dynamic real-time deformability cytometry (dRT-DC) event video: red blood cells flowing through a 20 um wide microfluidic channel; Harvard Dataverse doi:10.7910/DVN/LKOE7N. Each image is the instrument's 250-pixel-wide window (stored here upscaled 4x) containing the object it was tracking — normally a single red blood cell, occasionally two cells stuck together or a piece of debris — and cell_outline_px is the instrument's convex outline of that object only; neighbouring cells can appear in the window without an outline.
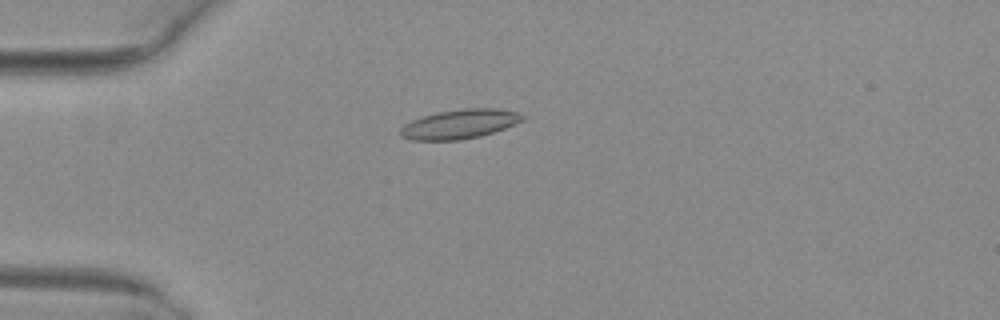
{"species": "common noctule bat (a hibernating species)", "species_latin": "Nyctalus noctula", "temperature_condition": "warm", "stored_images_in_passage": 4, "camera_frame_rate_fps": 3000, "um_per_image_px": 0.085, "animal": {"sex": "female", "body_mass_g": 29.2, "forearm_length_mm": 56.3}, "frame": {"image": 1, "passage_image": 2, "time_ms": 0.333, "image_size_px": [1000, 320], "cell_outline_px": [[524, 120], [504, 128], [480, 136], [460, 140], [412, 140], [400, 136], [400, 128], [404, 124], [412, 120], [436, 112], [464, 108], [496, 108], [516, 112], [524, 116]], "centroid_in_image_um": [39.04, 10.54], "position_along_channel_um": 46.0, "area_um2": 20.75}}
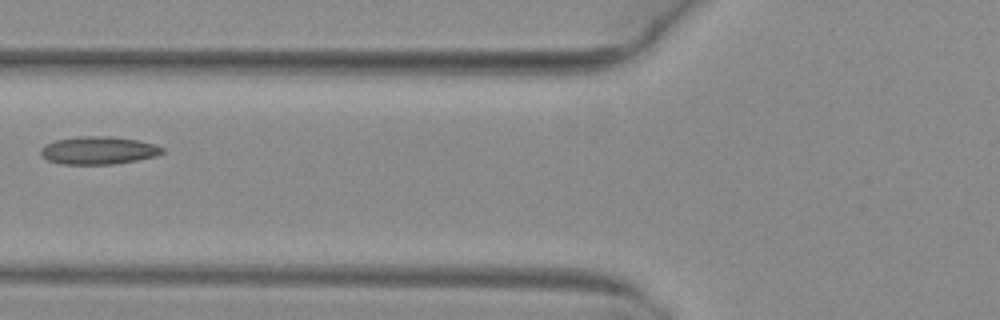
{"frame": {"image": 2, "passage_image": 4, "time_ms": 1.0, "image_size_px": [1000, 320], "cell_outline_px": [[164, 152], [156, 156], [136, 160], [112, 164], [60, 164], [48, 160], [40, 156], [40, 148], [44, 144], [56, 140], [76, 136], [108, 136], [136, 140], [152, 144], [164, 148]], "centroid_in_image_um": [8.3, 12.78], "position_along_channel_um": 117.5, "area_um2": 19.71}}